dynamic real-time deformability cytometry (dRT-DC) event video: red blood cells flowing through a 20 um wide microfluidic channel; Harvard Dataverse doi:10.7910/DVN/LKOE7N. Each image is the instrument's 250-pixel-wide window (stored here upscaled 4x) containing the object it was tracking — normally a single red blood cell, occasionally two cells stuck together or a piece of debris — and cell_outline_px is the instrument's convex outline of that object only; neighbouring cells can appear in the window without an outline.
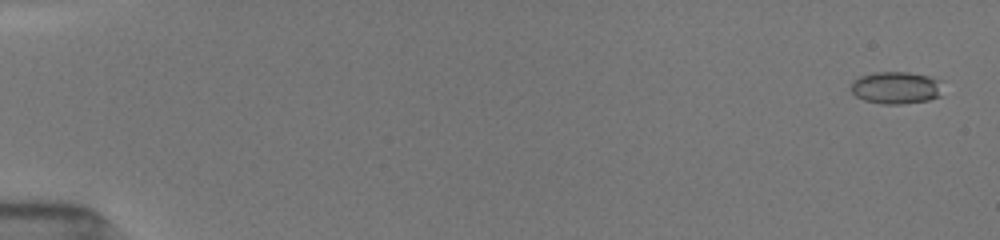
{"species": "common noctule bat (a hibernating species)", "species_latin": "Nyctalus noctula", "temperature_condition": "room temperature", "stored_images_in_passage": 9, "camera_frame_rate_fps": 3000, "um_per_image_px": 0.085, "animal": {"sex": "female", "body_mass_g": 19.5, "forearm_length_mm": 54.1}, "frame": {"image": 1, "passage_image": 1, "time_ms": 0.0, "image_size_px": [1000, 240], "cell_outline_px": [[940, 96], [928, 100], [900, 104], [884, 104], [864, 100], [856, 96], [848, 88], [852, 80], [860, 76], [872, 72], [908, 72], [928, 76], [940, 80]], "centroid_in_image_um": [76.1, 7.45], "position_along_channel_um": 8.9, "area_um2": 17.34}}
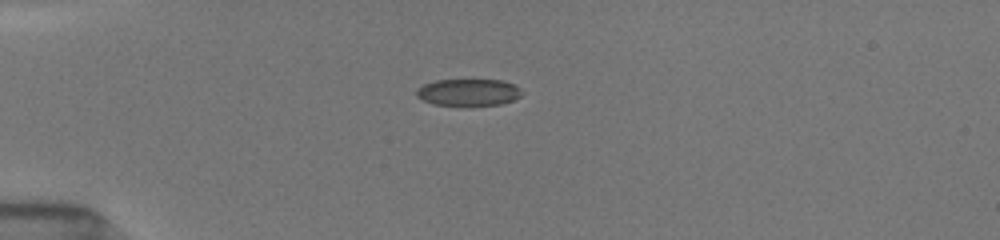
{"frame": {"image": 2, "passage_image": 8, "time_ms": 4.333, "image_size_px": [1000, 240], "cell_outline_px": [[524, 92], [520, 96], [512, 100], [500, 104], [460, 108], [432, 104], [416, 96], [416, 88], [424, 84], [436, 80], [504, 80], [516, 84]], "centroid_in_image_um": [39.82, 7.88], "position_along_channel_um": 45.2, "area_um2": 17.28}}